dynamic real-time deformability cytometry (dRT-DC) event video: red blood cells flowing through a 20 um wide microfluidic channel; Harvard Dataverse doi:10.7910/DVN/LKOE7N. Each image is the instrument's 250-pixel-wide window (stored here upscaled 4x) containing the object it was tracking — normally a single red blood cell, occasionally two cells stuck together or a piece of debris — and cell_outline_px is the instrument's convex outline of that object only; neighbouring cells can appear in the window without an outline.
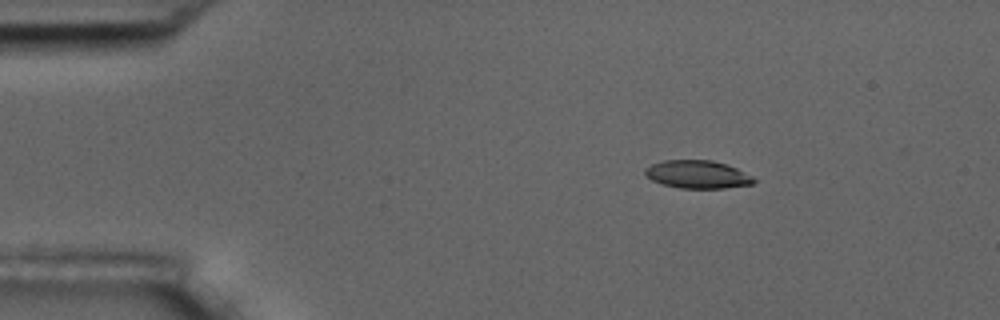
{"species": "common noctule bat (a hibernating species)", "species_latin": "Nyctalus noctula", "temperature_condition": "room temperature", "stored_images_in_passage": 9, "camera_frame_rate_fps": 3000, "um_per_image_px": 0.085, "animal": {"sex": "male", "body_mass_g": 17.5, "forearm_length_mm": 52.3}, "frame": {"image": 1, "passage_image": 1, "time_ms": 0.0, "image_size_px": [1000, 320], "cell_outline_px": [[756, 180], [752, 184], [724, 188], [680, 188], [664, 184], [652, 180], [644, 172], [644, 168], [652, 164], [664, 160], [712, 160], [728, 164], [752, 176]], "centroid_in_image_um": [59.3, 14.81], "position_along_channel_um": 25.7, "area_um2": 17.63}}
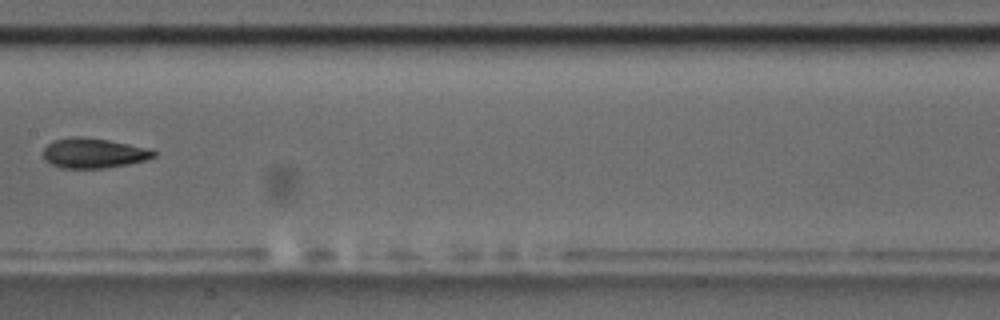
{"frame": {"image": 2, "passage_image": 6, "time_ms": 6.667, "image_size_px": [1000, 320], "cell_outline_px": [[156, 156], [148, 160], [128, 164], [104, 168], [60, 168], [44, 160], [44, 148], [52, 140], [68, 136], [84, 136], [108, 140], [152, 148], [156, 152]], "centroid_in_image_um": [7.98, 13.0], "position_along_channel_um": 199.4, "area_um2": 19.65}}
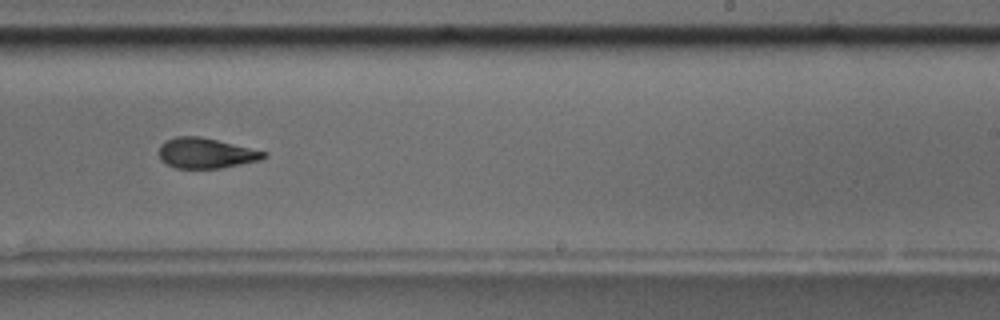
{"frame": {"image": 3, "passage_image": 8, "time_ms": 8.667, "image_size_px": [1000, 320], "cell_outline_px": [[268, 156], [260, 160], [220, 168], [176, 168], [160, 160], [156, 152], [160, 144], [164, 140], [176, 136], [200, 136], [268, 152]], "centroid_in_image_um": [17.45, 13.01], "position_along_channel_um": 271.6, "area_um2": 18.73}}